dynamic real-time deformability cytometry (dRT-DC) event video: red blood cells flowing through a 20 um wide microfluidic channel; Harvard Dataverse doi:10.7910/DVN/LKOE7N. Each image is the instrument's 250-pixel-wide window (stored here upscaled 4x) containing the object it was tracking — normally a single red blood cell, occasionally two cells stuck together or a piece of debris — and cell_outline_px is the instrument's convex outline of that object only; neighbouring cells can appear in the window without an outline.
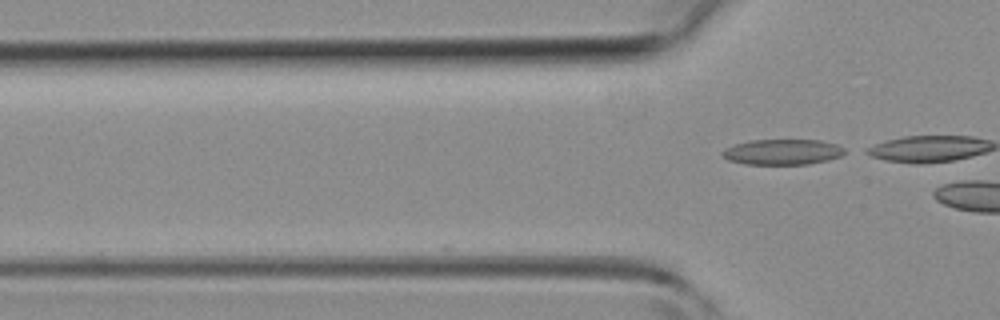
{"species": "common noctule bat (a hibernating species)", "species_latin": "Nyctalus noctula", "temperature_condition": "room temperature", "stored_images_in_passage": 3, "camera_frame_rate_fps": 3000, "um_per_image_px": 0.085, "animal": {"sex": "female", "body_mass_g": 19.3, "forearm_length_mm": 54.1}, "frame": {"image": 1, "passage_image": 3, "time_ms": 2.333, "image_size_px": [1000, 320], "cell_outline_px": [[848, 152], [840, 156], [828, 160], [808, 164], [744, 164], [728, 160], [720, 156], [720, 152], [724, 148], [736, 144], [752, 140], [820, 140], [836, 144], [844, 148]], "centroid_in_image_um": [66.49, 12.92], "position_along_channel_um": 59.3, "area_um2": 18.32}}